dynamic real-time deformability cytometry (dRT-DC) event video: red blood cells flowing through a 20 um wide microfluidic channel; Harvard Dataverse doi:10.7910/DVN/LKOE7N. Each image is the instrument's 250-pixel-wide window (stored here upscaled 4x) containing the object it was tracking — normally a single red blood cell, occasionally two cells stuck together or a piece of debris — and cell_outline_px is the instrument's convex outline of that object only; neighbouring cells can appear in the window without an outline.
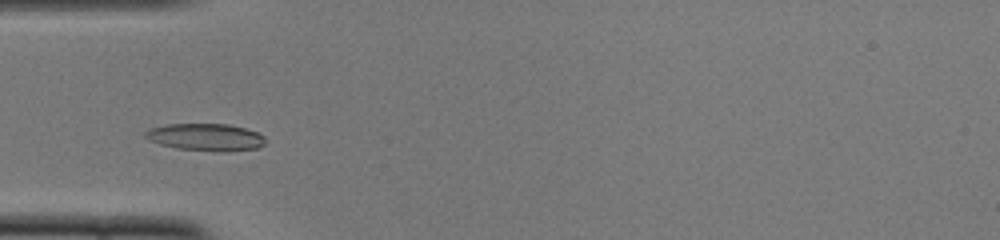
{"species": "common noctule bat (a hibernating species)", "species_latin": "Nyctalus noctula", "temperature_condition": "cold", "stored_images_in_passage": 29, "camera_frame_rate_fps": 3000, "um_per_image_px": 0.085, "animal": {"sex": "female", "body_mass_g": 22.0, "forearm_length_mm": 56.7}, "frame": {"image": 1, "passage_image": 4, "time_ms": 1.0, "image_size_px": [1000, 240], "cell_outline_px": [[264, 144], [256, 148], [224, 152], [220, 152], [176, 148], [160, 144], [148, 140], [144, 136], [144, 132], [148, 128], [168, 124], [228, 124], [244, 128], [256, 132], [264, 136]], "centroid_in_image_um": [17.44, 11.66], "position_along_channel_um": 67.6, "area_um2": 19.07}}
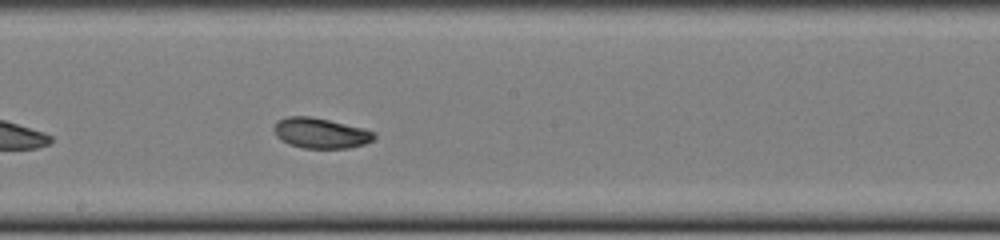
{"frame": {"image": 2, "passage_image": 16, "time_ms": 5.0, "image_size_px": [1000, 240], "cell_outline_px": [[376, 136], [372, 140], [364, 144], [348, 148], [304, 148], [288, 144], [280, 140], [276, 136], [272, 128], [276, 120], [288, 116], [312, 116], [364, 128], [376, 132]], "centroid_in_image_um": [27.22, 11.3], "position_along_channel_um": 221.0, "area_um2": 17.98}}
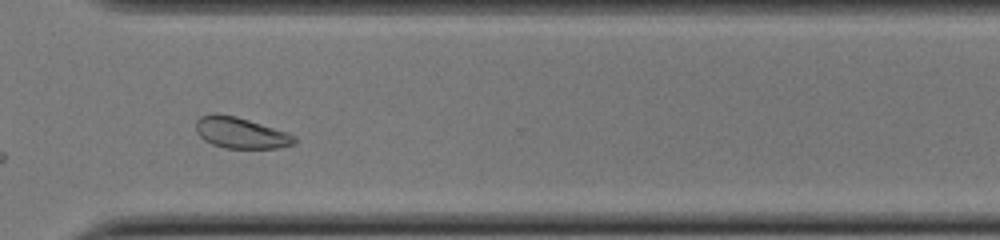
{"frame": {"image": 3, "passage_image": 26, "time_ms": 8.333, "image_size_px": [1000, 240], "cell_outline_px": [[296, 144], [280, 148], [224, 148], [212, 144], [204, 140], [196, 132], [196, 120], [200, 116], [212, 112], [216, 112], [236, 116], [288, 132], [296, 136]], "centroid_in_image_um": [20.46, 11.28], "position_along_channel_um": 350.1, "area_um2": 18.15}, "authors_computed_cell_mechanics": {"area_um2": 17.7446, "velocity_mm_per_s": 3.8467, "shape_relaxation_time_tau1_ms": 3.0335, "shape_relaxation_time_tau2_ms": 5.9961, "deformation_change_tau1": 0.0831, "deformation_change_tau2": 0.0965}}